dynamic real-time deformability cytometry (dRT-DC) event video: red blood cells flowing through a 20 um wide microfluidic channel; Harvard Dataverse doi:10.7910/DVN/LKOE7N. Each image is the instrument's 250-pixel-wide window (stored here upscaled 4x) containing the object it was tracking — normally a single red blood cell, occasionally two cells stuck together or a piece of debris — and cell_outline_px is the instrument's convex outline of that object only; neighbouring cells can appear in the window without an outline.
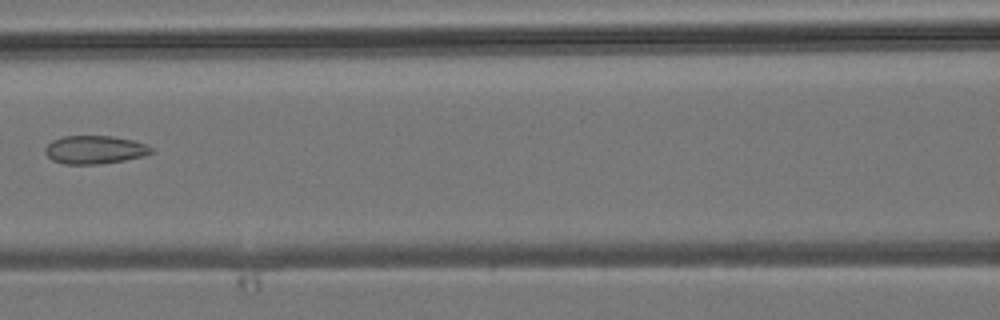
{"species": "common noctule bat (a hibernating species)", "species_latin": "Nyctalus noctula", "temperature_condition": "room temperature", "stored_images_in_passage": 4, "camera_frame_rate_fps": 3000, "um_per_image_px": 0.085, "animal": {"sex": "male", "body_mass_g": 19.2, "forearm_length_mm": 51.8}, "frame": {"image": 1, "passage_image": 3, "time_ms": 2.333, "image_size_px": [1000, 320], "cell_outline_px": [[156, 152], [144, 156], [124, 160], [100, 164], [64, 164], [52, 160], [44, 152], [44, 148], [52, 140], [64, 136], [112, 136], [132, 140], [144, 144], [152, 148]], "centroid_in_image_um": [8.05, 12.73], "position_along_channel_um": 158.6, "area_um2": 17.51}}
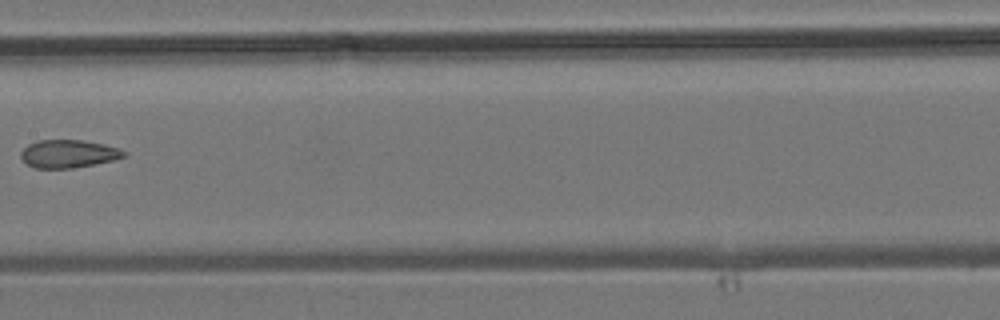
{"frame": {"image": 2, "passage_image": 4, "time_ms": 3.333, "image_size_px": [1000, 320], "cell_outline_px": [[128, 156], [112, 160], [72, 168], [36, 168], [24, 164], [20, 156], [20, 152], [28, 144], [36, 140], [84, 140], [104, 144], [128, 152]], "centroid_in_image_um": [5.78, 13.07], "position_along_channel_um": 201.6, "area_um2": 16.88}}